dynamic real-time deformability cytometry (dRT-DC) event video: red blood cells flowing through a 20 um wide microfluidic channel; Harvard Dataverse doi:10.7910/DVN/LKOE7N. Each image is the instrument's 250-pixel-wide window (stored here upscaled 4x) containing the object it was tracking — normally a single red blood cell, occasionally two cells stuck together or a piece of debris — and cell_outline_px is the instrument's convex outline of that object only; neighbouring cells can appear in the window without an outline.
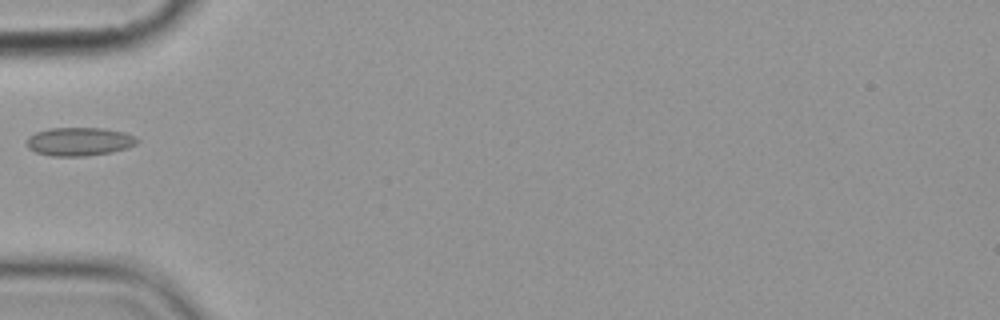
{"species": "common noctule bat (a hibernating species)", "species_latin": "Nyctalus noctula", "temperature_condition": "cold", "stored_images_in_passage": 2, "camera_frame_rate_fps": 3000, "um_per_image_px": 0.085, "animal": {"sex": "female", "body_mass_g": 19.9}, "frame": {"image": 1, "passage_image": 2, "time_ms": 1.0, "image_size_px": [1000, 320], "cell_outline_px": [[140, 140], [136, 144], [128, 148], [112, 152], [84, 156], [52, 156], [36, 152], [28, 148], [28, 136], [36, 132], [48, 128], [104, 128], [124, 132]], "centroid_in_image_um": [6.75, 12.03], "position_along_channel_um": 78.3, "area_um2": 18.26}}